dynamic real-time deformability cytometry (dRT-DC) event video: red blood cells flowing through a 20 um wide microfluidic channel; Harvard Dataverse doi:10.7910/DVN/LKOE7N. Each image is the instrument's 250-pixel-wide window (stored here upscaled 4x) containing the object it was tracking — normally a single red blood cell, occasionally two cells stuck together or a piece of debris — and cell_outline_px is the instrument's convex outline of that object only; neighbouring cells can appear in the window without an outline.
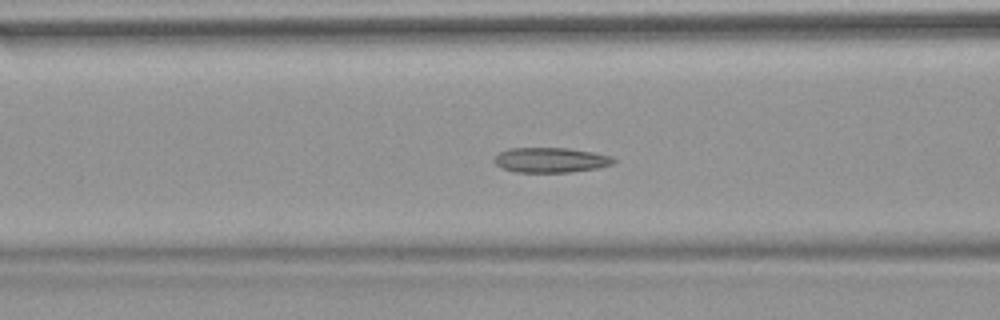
{"species": "common noctule bat (a hibernating species)", "species_latin": "Nyctalus noctula", "temperature_condition": "warm", "stored_images_in_passage": 54, "camera_frame_rate_fps": 3000, "um_per_image_px": 0.085, "animal": {"sex": "female", "body_mass_g": 18.4}, "frame": {"image": 1, "passage_image": 22, "time_ms": 7.0, "image_size_px": [1000, 320], "cell_outline_px": [[616, 160], [612, 164], [596, 168], [568, 172], [516, 172], [504, 168], [496, 164], [492, 160], [500, 152], [508, 148], [568, 148], [592, 152], [612, 156]], "centroid_in_image_um": [46.8, 13.59], "position_along_channel_um": 119.8, "area_um2": 17.22}}
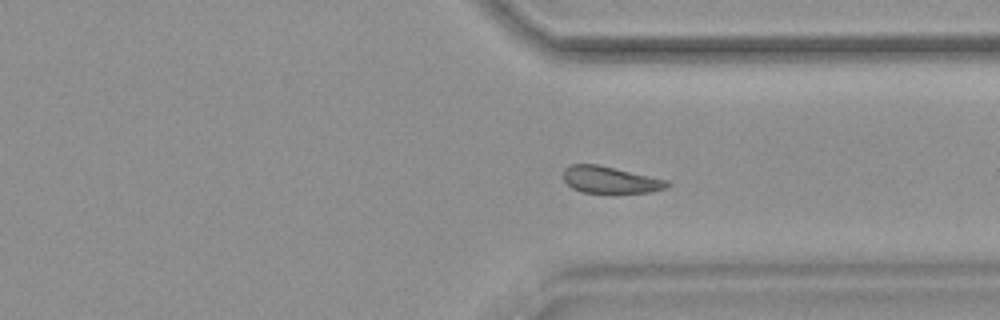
{"frame": {"image": 2, "passage_image": 41, "time_ms": 13.333, "image_size_px": [1000, 320], "cell_outline_px": [[672, 184], [668, 188], [648, 192], [612, 196], [580, 192], [572, 188], [564, 180], [564, 168], [568, 164], [600, 164], [668, 180]], "centroid_in_image_um": [51.89, 15.33], "position_along_channel_um": 359.5, "area_um2": 17.28}}
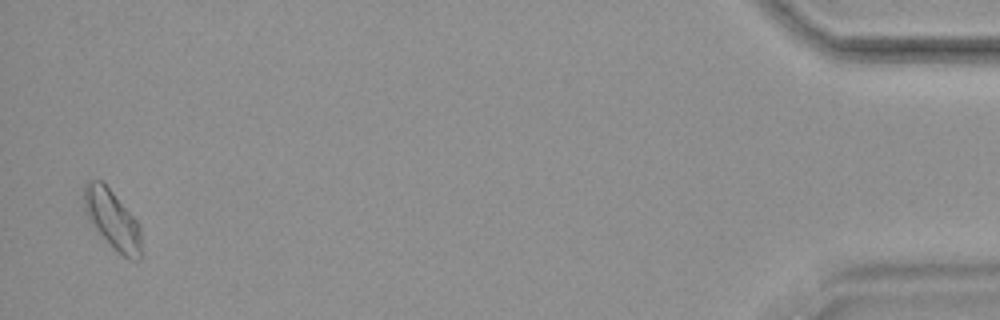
{"frame": {"image": 3, "passage_image": 53, "time_ms": 17.333, "image_size_px": [1000, 320], "cell_outline_px": [[144, 252], [140, 260], [128, 260], [116, 252], [96, 228], [88, 216], [84, 208], [84, 184], [88, 180], [100, 180], [112, 192], [140, 224]], "centroid_in_image_um": [9.63, 18.74], "position_along_channel_um": 425.6, "area_um2": 19.83}, "authors_computed_cell_mechanics": {"area_um2": 17.5423, "velocity_mm_per_s": 3.7881, "shape_relaxation_time_tau1_ms": null, "shape_relaxation_time_tau2_ms": 4.4155, "deformation_change_tau1": null, "deformation_change_tau2": 0.0818}}